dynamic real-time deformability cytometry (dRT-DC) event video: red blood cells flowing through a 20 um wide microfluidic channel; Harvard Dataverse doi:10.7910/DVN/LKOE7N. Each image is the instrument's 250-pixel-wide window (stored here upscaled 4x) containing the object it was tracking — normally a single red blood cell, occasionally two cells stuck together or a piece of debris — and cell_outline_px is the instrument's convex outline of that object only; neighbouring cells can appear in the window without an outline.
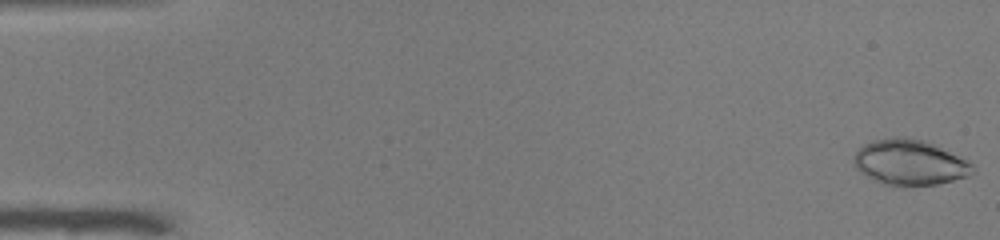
{"species": "common noctule bat (a hibernating species)", "species_latin": "Nyctalus noctula", "temperature_condition": "warm", "stored_images_in_passage": 47, "camera_frame_rate_fps": 3000, "um_per_image_px": 0.085, "animal": {"sex": "male", "body_mass_g": 19.0, "forearm_length_mm": 50.8}, "frame": {"image": 1, "passage_image": 1, "time_ms": 0.0, "image_size_px": [1000, 240], "cell_outline_px": [[976, 172], [968, 176], [936, 184], [884, 184], [860, 172], [856, 168], [852, 160], [856, 152], [864, 144], [872, 140], [896, 136], [904, 136], [924, 140], [968, 160], [972, 164]], "centroid_in_image_um": [77.33, 13.77], "position_along_channel_um": 7.7, "area_um2": 31.1}}
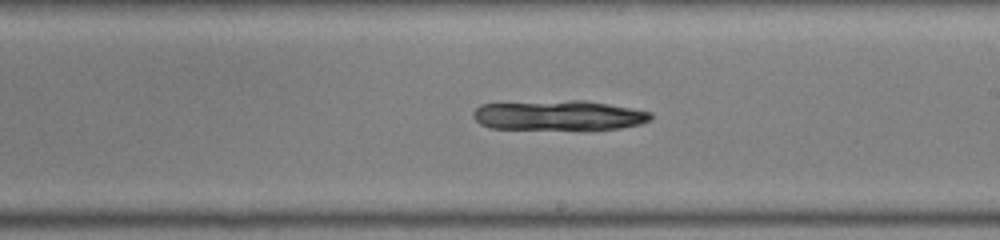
{"frame": {"image": 2, "passage_image": 30, "time_ms": 9.667, "image_size_px": [1000, 240], "cell_outline_px": [[652, 120], [640, 124], [620, 128], [588, 132], [488, 128], [480, 124], [472, 116], [472, 112], [480, 104], [572, 100], [584, 100], [632, 108], [652, 112]], "centroid_in_image_um": [47.53, 9.86], "position_along_channel_um": 241.5, "area_um2": 32.31}}
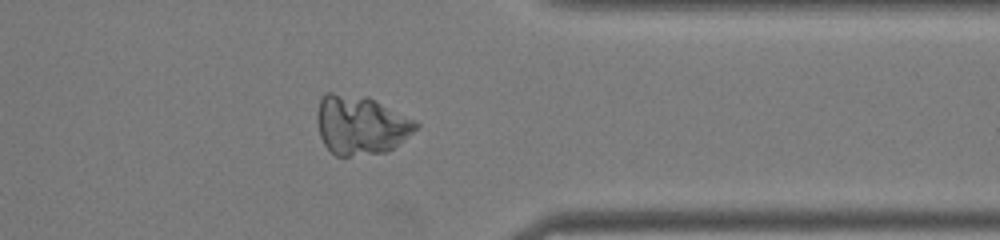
{"frame": {"image": 3, "passage_image": 41, "time_ms": 13.333, "image_size_px": [1000, 240], "cell_outline_px": [[420, 124], [404, 140], [388, 152], [348, 156], [336, 156], [324, 144], [320, 136], [316, 120], [316, 112], [320, 100], [324, 92], [332, 92], [368, 96], [416, 120]], "centroid_in_image_um": [30.64, 10.61], "position_along_channel_um": 380.8, "area_um2": 34.33}}